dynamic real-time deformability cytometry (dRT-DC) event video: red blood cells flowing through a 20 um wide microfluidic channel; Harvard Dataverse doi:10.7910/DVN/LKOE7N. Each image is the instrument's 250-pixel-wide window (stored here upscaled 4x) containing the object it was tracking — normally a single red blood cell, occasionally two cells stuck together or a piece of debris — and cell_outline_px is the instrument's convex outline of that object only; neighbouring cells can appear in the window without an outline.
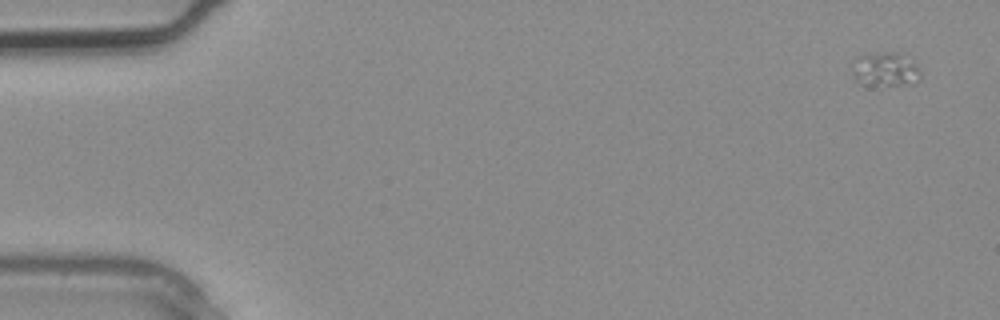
{"species": "common noctule bat (a hibernating species)", "species_latin": "Nyctalus noctula", "temperature_condition": "warm", "stored_images_in_passage": 4, "camera_frame_rate_fps": 3000, "um_per_image_px": 0.085, "animal": {"sex": "male", "body_mass_g": 20.4}, "frame": {"image": 1, "passage_image": 4, "time_ms": 1.0, "image_size_px": [1000, 320], "cell_outline_px": [[920, 80], [912, 84], [860, 84], [856, 80], [856, 56], [880, 52], [896, 52], [916, 64], [920, 68]], "centroid_in_image_um": [75.32, 5.89], "position_along_channel_um": 9.7, "area_um2": 13.01}}